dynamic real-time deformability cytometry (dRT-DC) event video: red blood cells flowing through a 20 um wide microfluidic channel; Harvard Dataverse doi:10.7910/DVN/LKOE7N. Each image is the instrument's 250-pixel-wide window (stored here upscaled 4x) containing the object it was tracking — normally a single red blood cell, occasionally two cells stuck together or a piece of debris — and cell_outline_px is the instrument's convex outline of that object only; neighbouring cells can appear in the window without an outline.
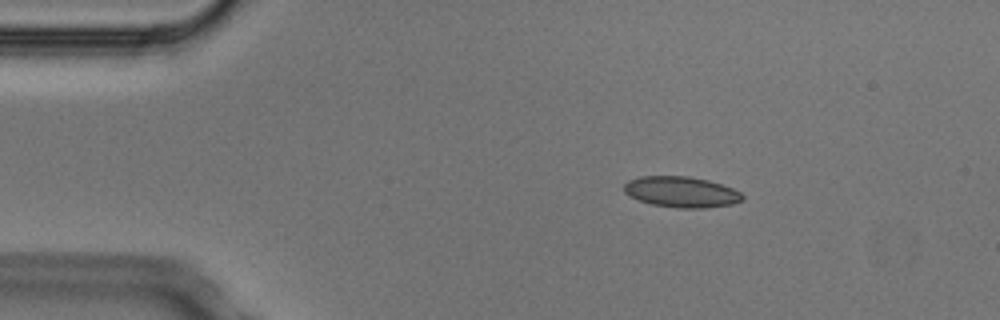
{"species": "Egyptian fruit bat (a non-hibernating species)", "species_latin": "Rousettus aegyptiacus", "temperature_condition": "cold", "stored_images_in_passage": 7, "camera_frame_rate_fps": 3000, "um_per_image_px": 0.085, "animal": {"sex": "male"}, "frame": {"image": 1, "passage_image": 2, "time_ms": 0.333, "image_size_px": [1000, 320], "cell_outline_px": [[744, 200], [732, 204], [704, 208], [676, 208], [652, 204], [640, 200], [624, 192], [624, 184], [628, 180], [640, 176], [688, 176], [708, 180], [732, 188], [740, 192], [744, 196]], "centroid_in_image_um": [57.93, 16.31], "position_along_channel_um": 27.1, "area_um2": 21.21}}
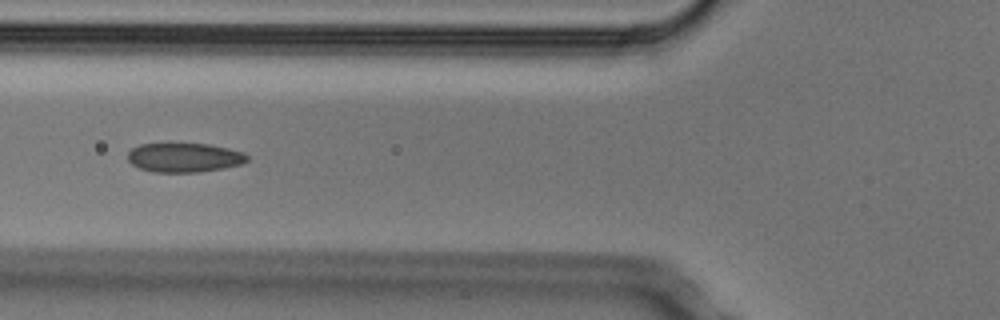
{"frame": {"image": 2, "passage_image": 5, "time_ms": 1.333, "image_size_px": [1000, 320], "cell_outline_px": [[248, 160], [240, 164], [224, 168], [196, 172], [152, 172], [140, 168], [132, 164], [128, 160], [128, 152], [132, 148], [140, 144], [208, 144], [228, 148], [244, 152], [248, 156]], "centroid_in_image_um": [15.66, 13.39], "position_along_channel_um": 110.1, "area_um2": 20.23}}
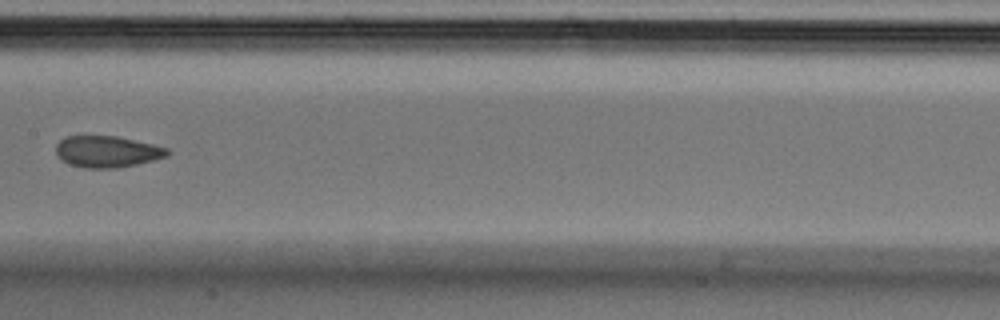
{"frame": {"image": 3, "passage_image": 7, "time_ms": 2.0, "image_size_px": [1000, 320], "cell_outline_px": [[168, 156], [136, 164], [116, 168], [84, 168], [68, 164], [60, 160], [56, 152], [56, 144], [64, 136], [116, 136], [152, 144], [168, 148]], "centroid_in_image_um": [9.05, 12.89], "position_along_channel_um": 198.3, "area_um2": 20.4}}